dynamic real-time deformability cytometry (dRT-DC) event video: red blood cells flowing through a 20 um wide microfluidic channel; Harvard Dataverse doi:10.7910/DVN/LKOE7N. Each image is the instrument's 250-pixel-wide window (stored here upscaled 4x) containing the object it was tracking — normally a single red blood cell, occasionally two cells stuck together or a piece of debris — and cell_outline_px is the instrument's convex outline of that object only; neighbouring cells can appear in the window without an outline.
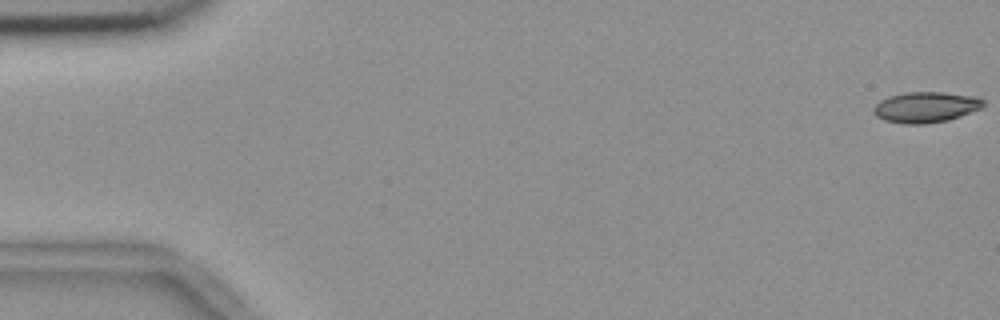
{"species": "common noctule bat (a hibernating species)", "species_latin": "Nyctalus noctula", "temperature_condition": "room temperature", "stored_images_in_passage": 11, "camera_frame_rate_fps": 3000, "um_per_image_px": 0.085, "animal": {"sex": "female", "body_mass_g": 18.4}, "frame": {"image": 1, "passage_image": 1, "time_ms": 0.0, "image_size_px": [1000, 320], "cell_outline_px": [[984, 104], [980, 108], [960, 116], [948, 120], [924, 124], [904, 124], [884, 120], [876, 116], [872, 112], [872, 108], [880, 100], [888, 96], [904, 92], [944, 92], [976, 96], [984, 100]], "centroid_in_image_um": [78.65, 9.1], "position_along_channel_um": 6.3, "area_um2": 19.77}}